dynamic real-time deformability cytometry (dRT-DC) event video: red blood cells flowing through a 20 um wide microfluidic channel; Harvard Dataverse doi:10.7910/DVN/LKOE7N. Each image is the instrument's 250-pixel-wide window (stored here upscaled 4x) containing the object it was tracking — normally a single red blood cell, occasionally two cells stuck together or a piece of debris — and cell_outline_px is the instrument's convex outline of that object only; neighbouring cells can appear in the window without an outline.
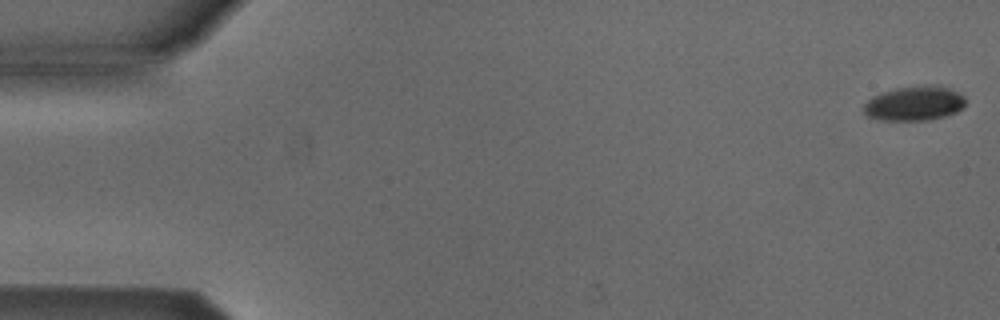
{"species": "Egyptian fruit bat (a non-hibernating species)", "species_latin": "Rousettus aegyptiacus", "temperature_condition": "cold", "stored_images_in_passage": 53, "camera_frame_rate_fps": 3000, "um_per_image_px": 0.085, "animal": {"sex": "male"}, "frame": {"image": 1, "passage_image": 1, "time_ms": 0.0, "image_size_px": [1000, 320], "cell_outline_px": [[964, 108], [956, 112], [944, 116], [928, 120], [880, 120], [868, 116], [864, 112], [864, 104], [872, 96], [884, 92], [900, 88], [936, 84], [948, 88], [964, 96]], "centroid_in_image_um": [77.73, 8.8], "position_along_channel_um": 7.3, "area_um2": 20.23}}
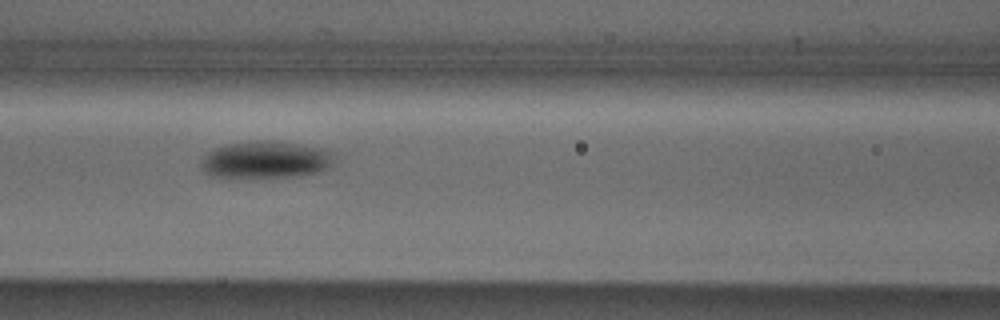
{"frame": {"image": 2, "passage_image": 23, "time_ms": 7.333, "image_size_px": [1000, 320], "cell_outline_px": [[340, 160], [332, 168], [316, 172], [292, 176], [208, 176], [204, 172], [200, 164], [204, 156], [208, 152], [216, 148], [228, 144], [260, 140], [276, 140], [328, 148]], "centroid_in_image_um": [22.72, 13.54], "position_along_channel_um": 143.9, "area_um2": 29.13}}
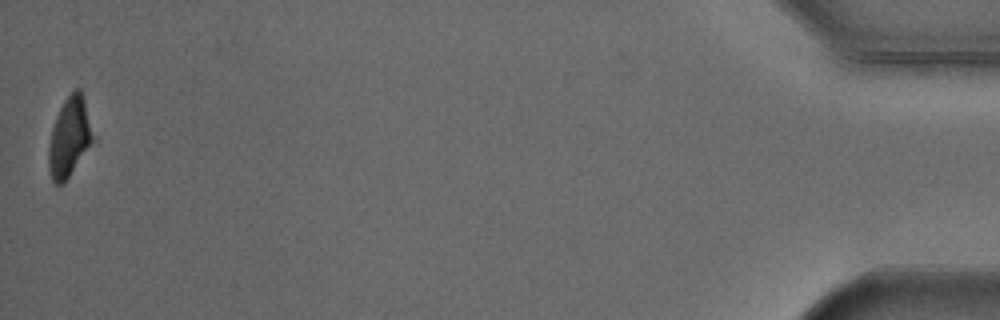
{"frame": {"image": 3, "passage_image": 53, "time_ms": 17.333, "image_size_px": [1000, 320], "cell_outline_px": [[96, 140], [68, 176], [60, 184], [56, 184], [52, 180], [48, 168], [48, 148], [52, 128], [56, 116], [64, 100], [76, 88], [80, 88], [96, 136]], "centroid_in_image_um": [5.93, 11.64], "position_along_channel_um": 429.3, "area_um2": 20.58}}